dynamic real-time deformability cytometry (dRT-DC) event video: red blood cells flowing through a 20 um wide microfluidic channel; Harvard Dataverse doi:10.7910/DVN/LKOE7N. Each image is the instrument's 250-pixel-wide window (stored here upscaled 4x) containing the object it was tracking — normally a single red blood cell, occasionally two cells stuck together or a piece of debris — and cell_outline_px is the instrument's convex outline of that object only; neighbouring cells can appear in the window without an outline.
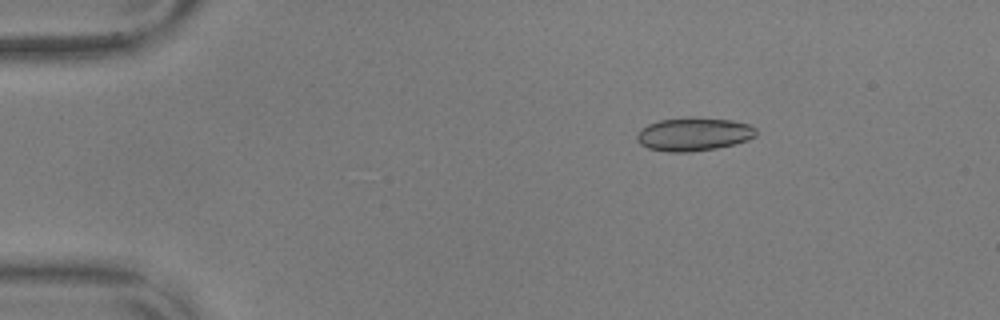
{"species": "common noctule bat (a hibernating species)", "species_latin": "Nyctalus noctula", "temperature_condition": "warm", "stored_images_in_passage": 57, "camera_frame_rate_fps": 3000, "um_per_image_px": 0.085, "animal": {"sex": "male", "body_mass_g": 17.9, "forearm_length_mm": 54.2}, "frame": {"image": 1, "passage_image": 10, "time_ms": 3.0, "image_size_px": [1000, 320], "cell_outline_px": [[756, 136], [748, 140], [736, 144], [716, 148], [688, 152], [668, 152], [648, 148], [640, 144], [636, 140], [636, 136], [640, 128], [648, 124], [660, 120], [688, 116], [692, 116], [732, 120], [748, 124], [756, 128]], "centroid_in_image_um": [58.96, 11.39], "position_along_channel_um": 26.0, "area_um2": 23.52}}
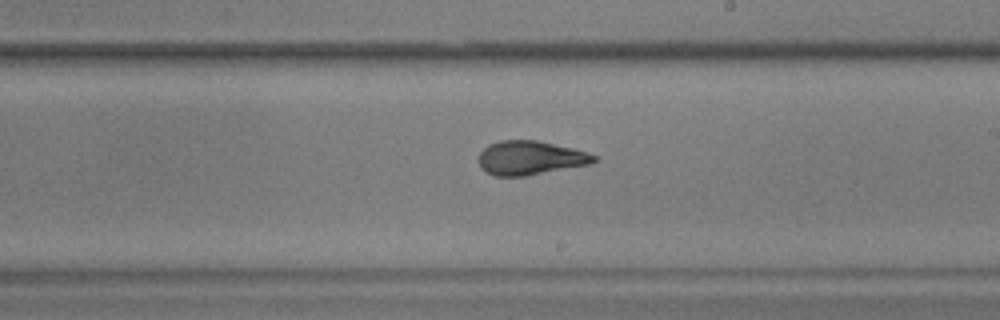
{"frame": {"image": 2, "passage_image": 34, "time_ms": 11.0, "image_size_px": [1000, 320], "cell_outline_px": [[596, 160], [588, 164], [524, 176], [496, 176], [484, 172], [480, 168], [476, 160], [480, 152], [488, 144], [500, 140], [536, 140], [572, 148], [596, 156]], "centroid_in_image_um": [44.96, 13.42], "position_along_channel_um": 244.0, "area_um2": 22.72}}
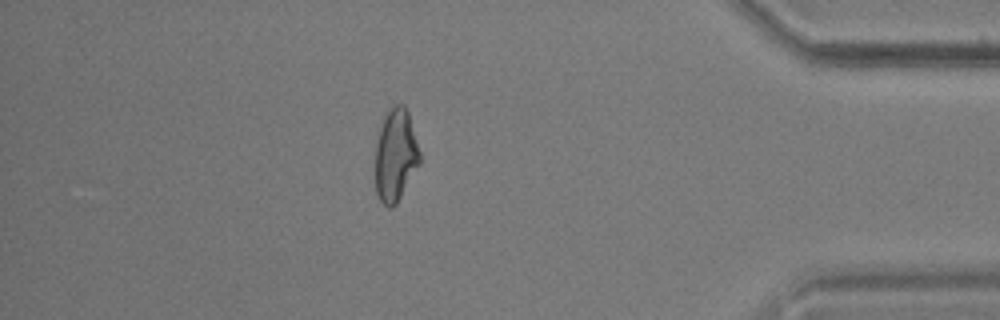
{"frame": {"image": 3, "passage_image": 50, "time_ms": 16.333, "image_size_px": [1000, 320], "cell_outline_px": [[420, 164], [396, 204], [392, 208], [388, 208], [380, 200], [376, 192], [376, 144], [384, 112], [392, 104], [404, 104], [408, 112], [420, 152]], "centroid_in_image_um": [33.62, 13.16], "position_along_channel_um": 401.6, "area_um2": 24.1}, "authors_computed_cell_mechanics": {"area_um2": 23.12, "velocity_mm_per_s": 3.6129, "shape_relaxation_time_tau1_ms": 6.7779, "shape_relaxation_time_tau2_ms": 1.0547, "deformation_change_tau1": 0.23, "deformation_change_tau2": 0.0686}}